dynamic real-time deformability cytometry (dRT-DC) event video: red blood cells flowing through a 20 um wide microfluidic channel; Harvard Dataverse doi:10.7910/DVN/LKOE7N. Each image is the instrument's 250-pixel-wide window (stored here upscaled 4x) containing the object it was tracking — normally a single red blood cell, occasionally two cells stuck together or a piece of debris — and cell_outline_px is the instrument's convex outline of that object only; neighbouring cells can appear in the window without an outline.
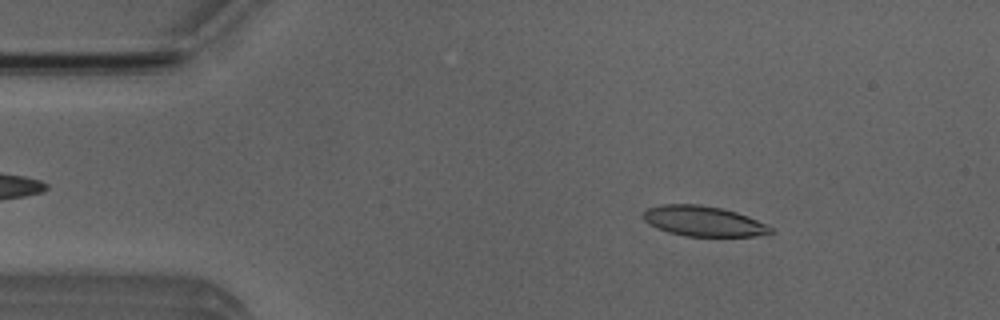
{"species": "Egyptian fruit bat (a non-hibernating species)", "species_latin": "Rousettus aegyptiacus", "temperature_condition": "room temperature", "stored_images_in_passage": 51, "camera_frame_rate_fps": 3000, "um_per_image_px": 0.085, "animal": {"sex": "male"}, "frame": {"image": 1, "passage_image": 7, "time_ms": 2.0, "image_size_px": [1000, 320], "cell_outline_px": [[772, 232], [756, 236], [684, 236], [668, 232], [656, 228], [648, 224], [644, 220], [644, 212], [648, 208], [660, 204], [696, 204], [720, 208], [736, 212], [748, 216], [772, 228]], "centroid_in_image_um": [59.74, 18.8], "position_along_channel_um": 25.3, "area_um2": 22.25}}
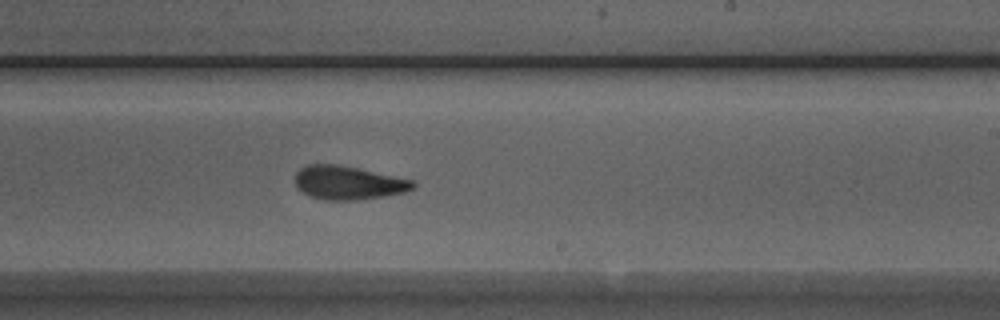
{"frame": {"image": 2, "passage_image": 30, "time_ms": 9.667, "image_size_px": [1000, 320], "cell_outline_px": [[416, 188], [404, 192], [384, 196], [356, 200], [324, 200], [308, 196], [296, 188], [296, 172], [300, 168], [308, 164], [336, 164], [356, 168], [412, 180], [416, 184]], "centroid_in_image_um": [29.56, 15.54], "position_along_channel_um": 259.4, "area_um2": 23.0}}
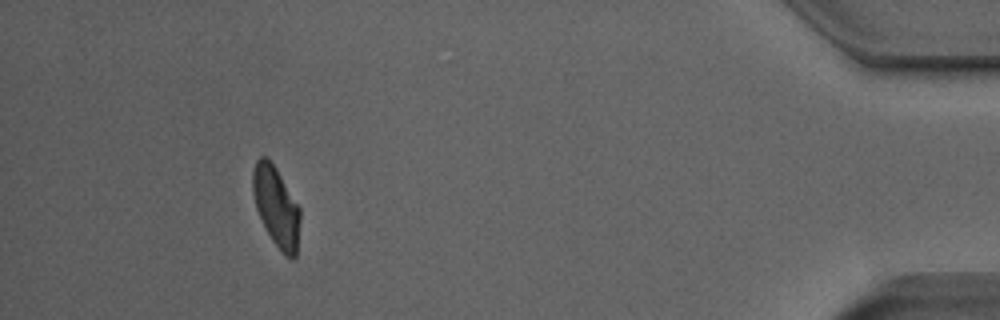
{"frame": {"image": 3, "passage_image": 47, "time_ms": 15.333, "image_size_px": [1000, 320], "cell_outline_px": [[300, 220], [296, 256], [292, 260], [284, 256], [272, 240], [264, 228], [256, 208], [252, 192], [252, 172], [256, 160], [260, 156], [264, 156], [276, 168], [300, 208]], "centroid_in_image_um": [23.47, 17.6], "position_along_channel_um": 411.7, "area_um2": 22.14}, "authors_computed_cell_mechanics": {"area_um2": 23.0044, "velocity_mm_per_s": 3.8775, "shape_relaxation_time_tau1_ms": 3.8182, "shape_relaxation_time_tau2_ms": 2.384, "deformation_change_tau1": 0.1347, "deformation_change_tau2": 0.0993}}